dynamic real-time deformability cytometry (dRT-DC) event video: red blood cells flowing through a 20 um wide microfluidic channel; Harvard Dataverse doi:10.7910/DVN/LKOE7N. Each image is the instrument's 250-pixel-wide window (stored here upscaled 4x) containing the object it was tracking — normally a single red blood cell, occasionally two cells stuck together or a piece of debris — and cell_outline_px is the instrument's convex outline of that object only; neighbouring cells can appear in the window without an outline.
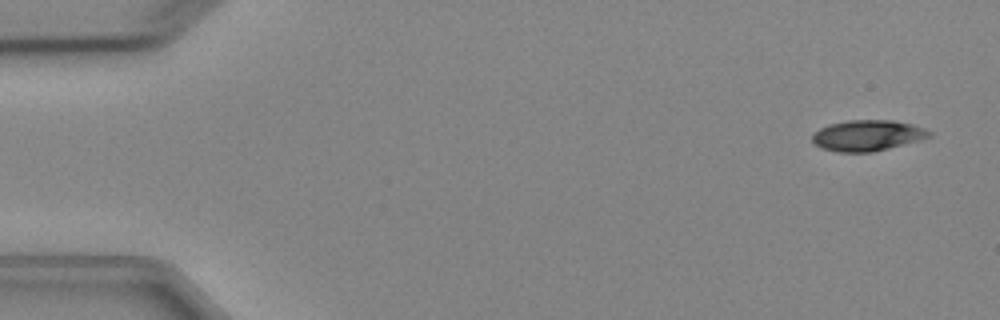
{"species": "Egyptian fruit bat (a non-hibernating species)", "species_latin": "Rousettus aegyptiacus", "temperature_condition": "cold", "stored_images_in_passage": 4, "camera_frame_rate_fps": 3000, "um_per_image_px": 0.085, "animal": {"sex": "female"}, "frame": {"image": 1, "passage_image": 1, "time_ms": 0.0, "image_size_px": [1000, 320], "cell_outline_px": [[932, 136], [920, 140], [872, 152], [836, 152], [820, 148], [812, 140], [812, 136], [820, 128], [828, 124], [848, 120], [892, 120], [912, 124], [924, 128], [932, 132]], "centroid_in_image_um": [73.74, 11.51], "position_along_channel_um": 11.3, "area_um2": 21.04}}
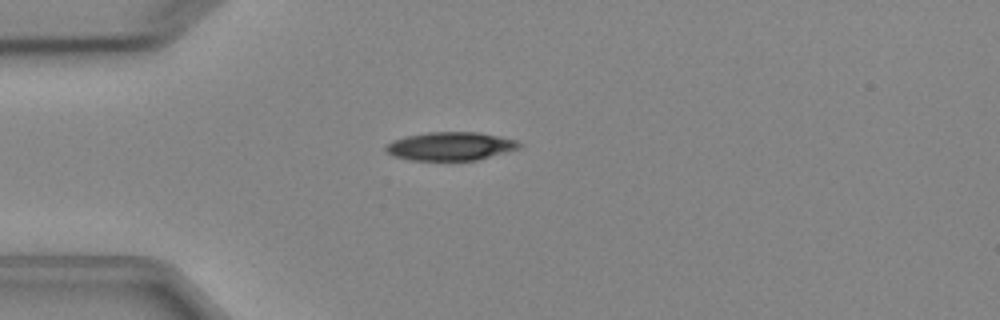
{"frame": {"image": 2, "passage_image": 4, "time_ms": 3.667, "image_size_px": [1000, 320], "cell_outline_px": [[520, 148], [476, 160], [412, 160], [392, 156], [384, 152], [384, 144], [392, 140], [404, 136], [428, 132], [476, 132], [516, 140], [520, 144]], "centroid_in_image_um": [38.18, 12.43], "position_along_channel_um": 46.8, "area_um2": 22.08}}